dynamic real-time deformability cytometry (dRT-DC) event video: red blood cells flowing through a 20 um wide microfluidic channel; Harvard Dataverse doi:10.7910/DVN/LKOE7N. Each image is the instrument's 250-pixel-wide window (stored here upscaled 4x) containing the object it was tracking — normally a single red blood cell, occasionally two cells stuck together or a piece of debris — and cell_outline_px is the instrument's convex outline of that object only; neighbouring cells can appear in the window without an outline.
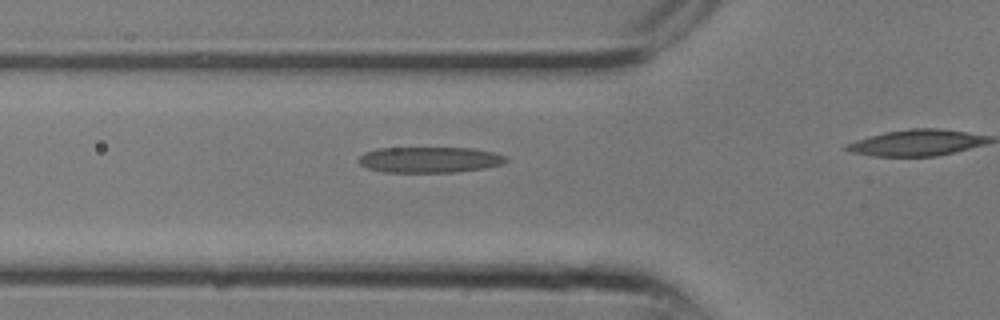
{"species": "common noctule bat (a hibernating species)", "species_latin": "Nyctalus noctula", "temperature_condition": "room temperature", "stored_images_in_passage": 11, "camera_frame_rate_fps": 3000, "um_per_image_px": 0.085, "animal": {"sex": "male", "body_mass_g": 13.3}, "frame": {"image": 1, "passage_image": 7, "time_ms": 2.0, "image_size_px": [1000, 320], "cell_outline_px": [[508, 160], [504, 164], [484, 168], [456, 172], [384, 172], [368, 168], [360, 164], [360, 156], [364, 152], [376, 148], [472, 148], [496, 152], [508, 156]], "centroid_in_image_um": [36.58, 13.57], "position_along_channel_um": 89.2, "area_um2": 22.31}}
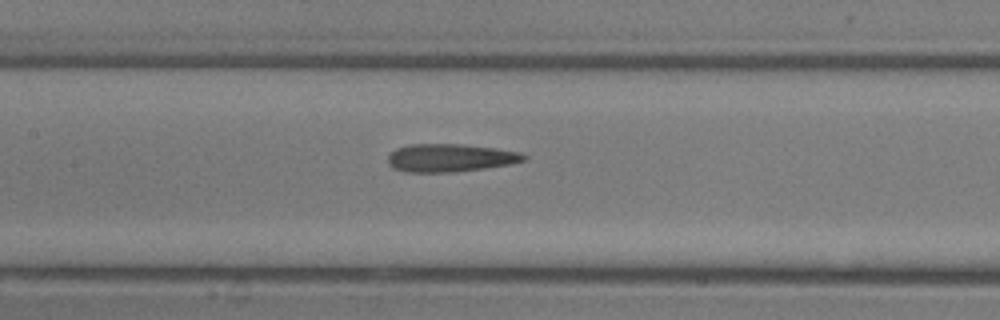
{"frame": {"image": 2, "passage_image": 10, "time_ms": 3.0, "image_size_px": [1000, 320], "cell_outline_px": [[528, 160], [512, 164], [456, 172], [404, 172], [392, 168], [388, 164], [388, 156], [396, 148], [408, 144], [464, 144], [496, 148], [520, 152], [528, 156]], "centroid_in_image_um": [38.29, 13.42], "position_along_channel_um": 169.1, "area_um2": 22.48}}